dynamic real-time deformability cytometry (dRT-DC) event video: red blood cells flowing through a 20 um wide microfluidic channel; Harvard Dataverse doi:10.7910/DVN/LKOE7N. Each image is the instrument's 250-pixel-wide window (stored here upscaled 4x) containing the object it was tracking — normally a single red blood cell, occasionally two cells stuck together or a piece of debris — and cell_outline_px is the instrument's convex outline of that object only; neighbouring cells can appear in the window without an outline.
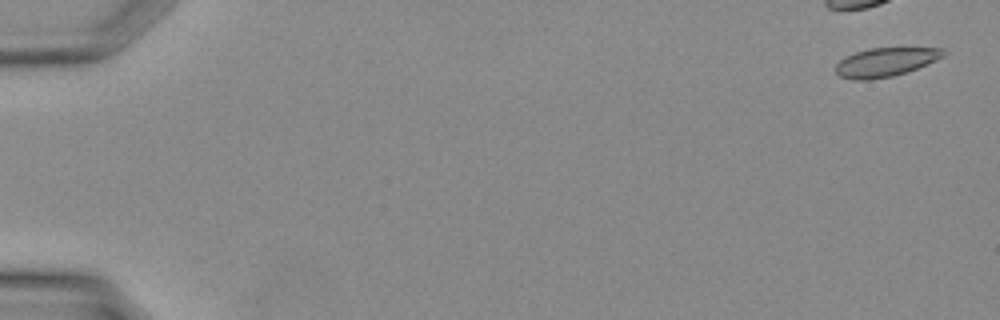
{"species": "Egyptian fruit bat (a non-hibernating species)", "species_latin": "Rousettus aegyptiacus", "temperature_condition": "warm", "stored_images_in_passage": 17, "camera_frame_rate_fps": 3000, "um_per_image_px": 0.085, "animal": {"sex": "female"}, "frame": {"image": 1, "passage_image": 1, "time_ms": 0.0, "image_size_px": [1000, 320], "cell_outline_px": [[944, 56], [936, 60], [916, 68], [892, 76], [868, 80], [852, 80], [840, 76], [836, 72], [836, 64], [840, 60], [856, 52], [868, 48], [944, 48]], "centroid_in_image_um": [75.24, 5.28], "position_along_channel_um": 9.8, "area_um2": 17.8}}